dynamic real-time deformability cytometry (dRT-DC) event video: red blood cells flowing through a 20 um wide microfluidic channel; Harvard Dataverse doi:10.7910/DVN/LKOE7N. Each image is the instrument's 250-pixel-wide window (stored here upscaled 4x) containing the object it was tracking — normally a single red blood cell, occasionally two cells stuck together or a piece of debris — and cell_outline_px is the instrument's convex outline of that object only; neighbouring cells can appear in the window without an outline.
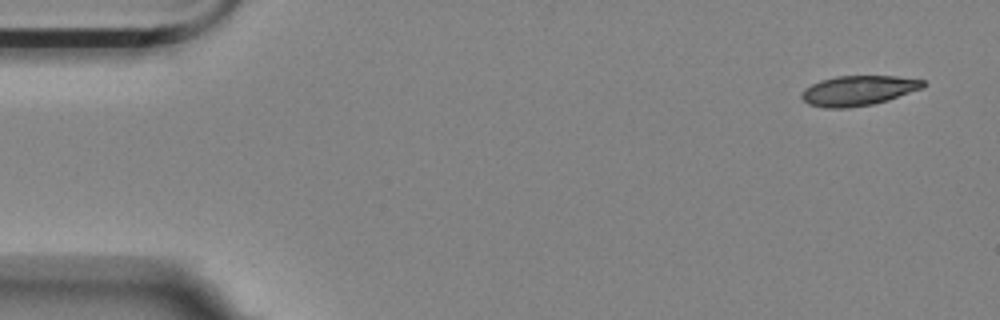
{"species": "Egyptian fruit bat (a non-hibernating species)", "species_latin": "Rousettus aegyptiacus", "temperature_condition": "room temperature", "stored_images_in_passage": 5, "camera_frame_rate_fps": 3000, "um_per_image_px": 0.085, "animal": {"sex": "female"}, "frame": {"image": 1, "passage_image": 1, "time_ms": 0.0, "image_size_px": [1000, 320], "cell_outline_px": [[924, 88], [888, 100], [872, 104], [848, 108], [824, 108], [808, 104], [800, 96], [800, 92], [804, 88], [820, 80], [836, 76], [896, 76], [924, 80]], "centroid_in_image_um": [72.93, 7.7], "position_along_channel_um": 12.1, "area_um2": 21.33}}
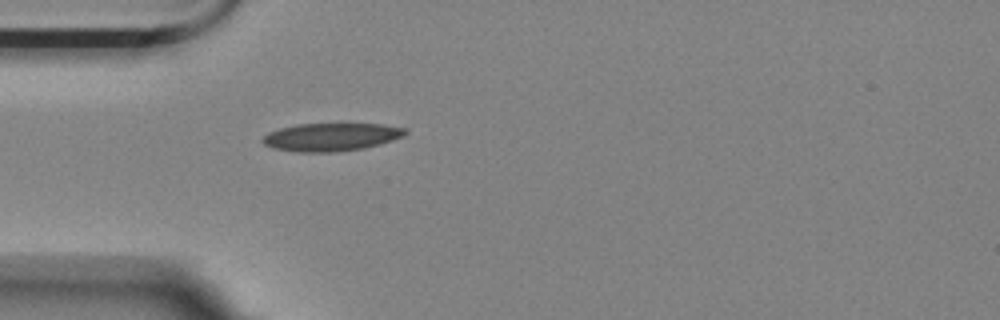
{"frame": {"image": 2, "passage_image": 5, "time_ms": 4.333, "image_size_px": [1000, 320], "cell_outline_px": [[408, 132], [404, 136], [380, 144], [364, 148], [332, 152], [296, 152], [272, 148], [264, 144], [260, 140], [268, 132], [280, 128], [296, 124], [344, 120], [384, 124], [408, 128]], "centroid_in_image_um": [28.2, 11.58], "position_along_channel_um": 56.8, "area_um2": 24.68}}